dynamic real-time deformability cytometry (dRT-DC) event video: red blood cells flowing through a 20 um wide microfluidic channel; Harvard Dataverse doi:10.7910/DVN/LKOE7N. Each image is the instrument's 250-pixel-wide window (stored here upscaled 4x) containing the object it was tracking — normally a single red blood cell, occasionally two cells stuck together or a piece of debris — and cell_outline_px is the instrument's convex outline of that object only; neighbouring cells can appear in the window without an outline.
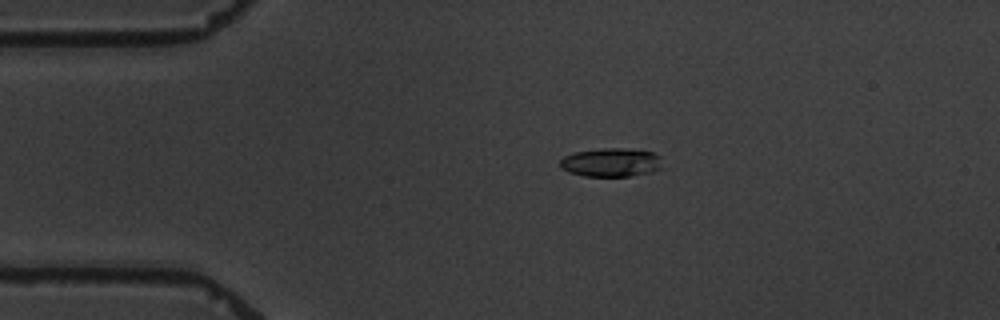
{"species": "common noctule bat (a hibernating species)", "species_latin": "Nyctalus noctula", "temperature_condition": "warm", "stored_images_in_passage": 8, "camera_frame_rate_fps": 3000, "um_per_image_px": 0.085, "animal": {"sex": "male", "body_mass_g": 19.5, "forearm_length_mm": 54.6}, "frame": {"image": 1, "passage_image": 4, "time_ms": 3.333, "image_size_px": [1000, 320], "cell_outline_px": [[664, 168], [652, 172], [632, 176], [584, 176], [568, 172], [560, 168], [560, 160], [564, 156], [576, 152], [604, 148], [620, 148], [652, 152], [660, 156]], "centroid_in_image_um": [51.97, 13.82], "position_along_channel_um": 33.0, "area_um2": 17.22}}
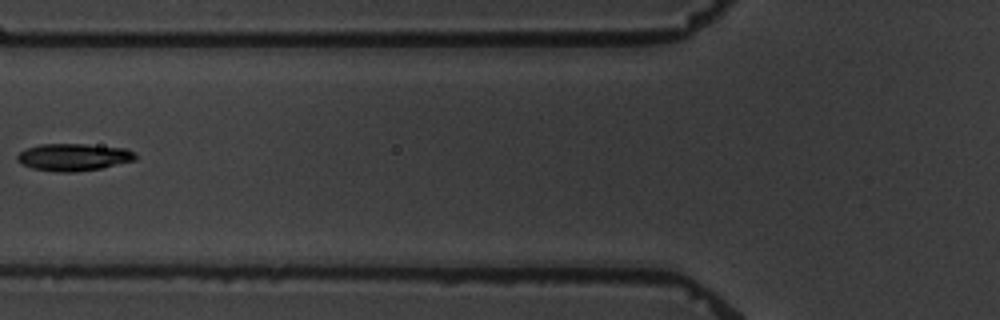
{"frame": {"image": 2, "passage_image": 7, "time_ms": 7.0, "image_size_px": [1000, 320], "cell_outline_px": [[136, 160], [100, 168], [76, 172], [60, 172], [32, 168], [16, 160], [16, 156], [20, 152], [28, 148], [40, 144], [84, 144], [124, 148], [132, 152], [136, 156]], "centroid_in_image_um": [6.24, 13.35], "position_along_channel_um": 119.6, "area_um2": 18.5}}
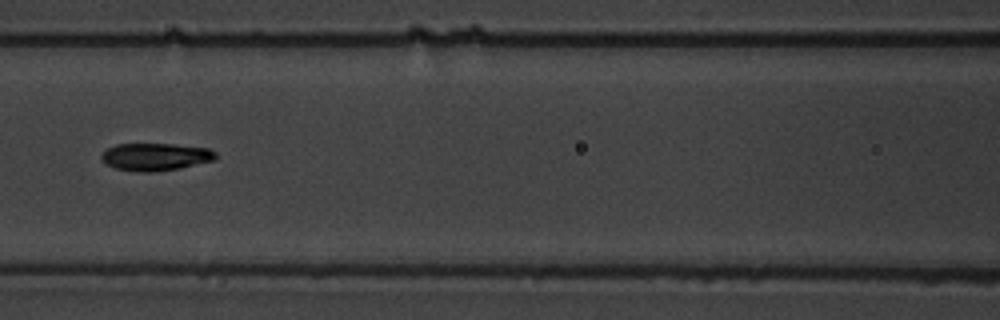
{"frame": {"image": 3, "passage_image": 8, "time_ms": 8.0, "image_size_px": [1000, 320], "cell_outline_px": [[216, 160], [180, 168], [152, 172], [144, 172], [116, 168], [108, 164], [100, 156], [108, 148], [116, 144], [172, 144], [208, 148], [216, 152]], "centroid_in_image_um": [13.26, 13.32], "position_along_channel_um": 153.3, "area_um2": 18.09}}